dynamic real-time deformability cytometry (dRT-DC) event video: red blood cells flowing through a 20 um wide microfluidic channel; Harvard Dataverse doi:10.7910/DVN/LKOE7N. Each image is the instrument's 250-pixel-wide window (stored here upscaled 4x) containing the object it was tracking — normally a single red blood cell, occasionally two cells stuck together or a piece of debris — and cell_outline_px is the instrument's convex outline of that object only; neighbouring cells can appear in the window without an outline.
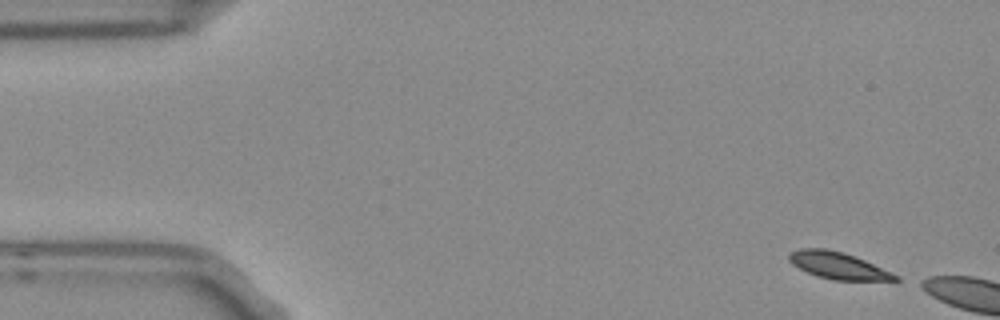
{"species": "Egyptian fruit bat (a non-hibernating species)", "species_latin": "Rousettus aegyptiacus", "temperature_condition": "room temperature", "stored_images_in_passage": 6, "camera_frame_rate_fps": 3000, "um_per_image_px": 0.085, "frame": {"image": 1, "passage_image": 1, "time_ms": 0.0, "image_size_px": [1000, 320], "cell_outline_px": [[900, 280], [832, 280], [816, 276], [792, 264], [788, 260], [788, 256], [792, 252], [800, 248], [824, 248], [844, 252], [856, 256], [900, 276]], "centroid_in_image_um": [71.24, 22.57], "position_along_channel_um": 13.8, "area_um2": 16.59}}